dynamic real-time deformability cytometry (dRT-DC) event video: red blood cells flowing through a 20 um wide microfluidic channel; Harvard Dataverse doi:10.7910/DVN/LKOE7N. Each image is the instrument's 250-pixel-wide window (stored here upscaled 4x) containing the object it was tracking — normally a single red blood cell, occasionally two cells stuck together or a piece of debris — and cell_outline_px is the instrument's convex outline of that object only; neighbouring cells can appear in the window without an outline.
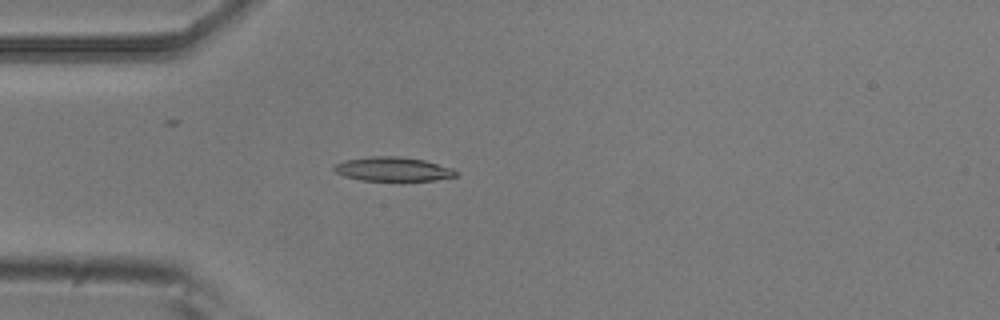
{"species": "common noctule bat (a hibernating species)", "species_latin": "Nyctalus noctula", "temperature_condition": "room temperature", "stored_images_in_passage": 4, "camera_frame_rate_fps": 3000, "um_per_image_px": 0.085, "animal": {"sex": "male", "body_mass_g": 20.5, "forearm_length_mm": 52.5}, "frame": {"image": 1, "passage_image": 4, "time_ms": 1.0, "image_size_px": [1000, 320], "cell_outline_px": [[456, 176], [436, 180], [360, 180], [344, 176], [336, 172], [332, 168], [336, 164], [344, 160], [368, 156], [396, 156], [424, 160], [452, 168], [456, 172]], "centroid_in_image_um": [33.36, 14.36], "position_along_channel_um": 51.6, "area_um2": 16.94}}